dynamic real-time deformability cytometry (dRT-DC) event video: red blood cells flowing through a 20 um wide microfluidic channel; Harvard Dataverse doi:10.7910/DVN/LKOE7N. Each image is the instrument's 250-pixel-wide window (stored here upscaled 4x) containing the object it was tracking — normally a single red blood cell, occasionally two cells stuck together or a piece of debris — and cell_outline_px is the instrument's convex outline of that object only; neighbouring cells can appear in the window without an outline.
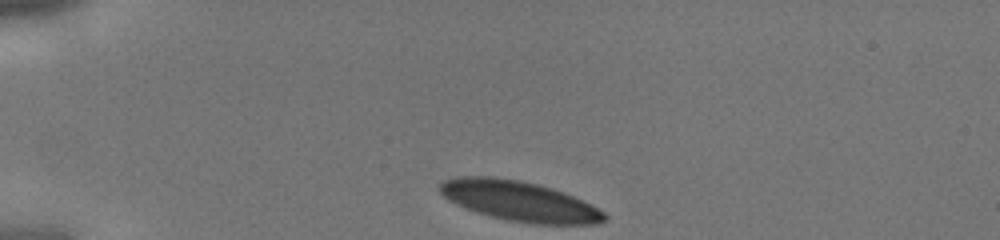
{"species": "human", "species_latin": "Homo sapiens", "temperature_condition": "cold", "stored_images_in_passage": 21, "camera_frame_rate_fps": 3000, "um_per_image_px": 0.085, "donor": {"sex": "male"}, "frame": {"image": 1, "passage_image": 1, "time_ms": 0.0, "image_size_px": [1000, 240], "cell_outline_px": [[608, 220], [596, 224], [532, 224], [508, 220], [476, 212], [456, 204], [448, 200], [436, 188], [444, 180], [460, 176], [492, 176], [520, 180], [552, 188], [564, 192], [604, 212], [608, 216]], "centroid_in_image_um": [44.12, 17.09], "position_along_channel_um": 40.9, "area_um2": 38.32}}
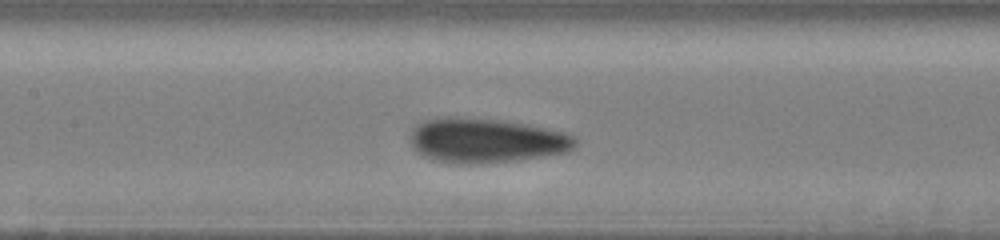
{"frame": {"image": 2, "passage_image": 12, "time_ms": 3.667, "image_size_px": [1000, 240], "cell_outline_px": [[576, 144], [568, 152], [520, 160], [476, 164], [460, 164], [436, 160], [424, 156], [416, 152], [412, 144], [412, 128], [416, 124], [424, 120], [452, 116], [500, 120], [524, 124], [564, 132], [576, 136]], "centroid_in_image_um": [41.32, 11.95], "position_along_channel_um": 166.1, "area_um2": 42.83}}
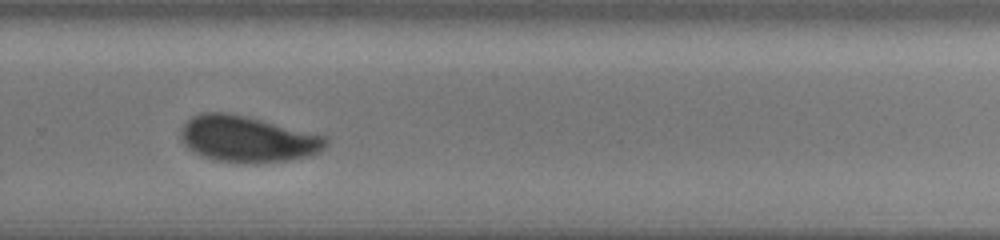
{"frame": {"image": 3, "passage_image": 21, "time_ms": 6.667, "image_size_px": [1000, 240], "cell_outline_px": [[328, 144], [320, 152], [308, 156], [288, 160], [256, 164], [248, 164], [216, 160], [204, 156], [188, 148], [184, 144], [180, 132], [180, 128], [192, 116], [200, 112], [228, 112], [328, 136]], "centroid_in_image_um": [21.06, 11.82], "position_along_channel_um": 308.7, "area_um2": 39.19}}